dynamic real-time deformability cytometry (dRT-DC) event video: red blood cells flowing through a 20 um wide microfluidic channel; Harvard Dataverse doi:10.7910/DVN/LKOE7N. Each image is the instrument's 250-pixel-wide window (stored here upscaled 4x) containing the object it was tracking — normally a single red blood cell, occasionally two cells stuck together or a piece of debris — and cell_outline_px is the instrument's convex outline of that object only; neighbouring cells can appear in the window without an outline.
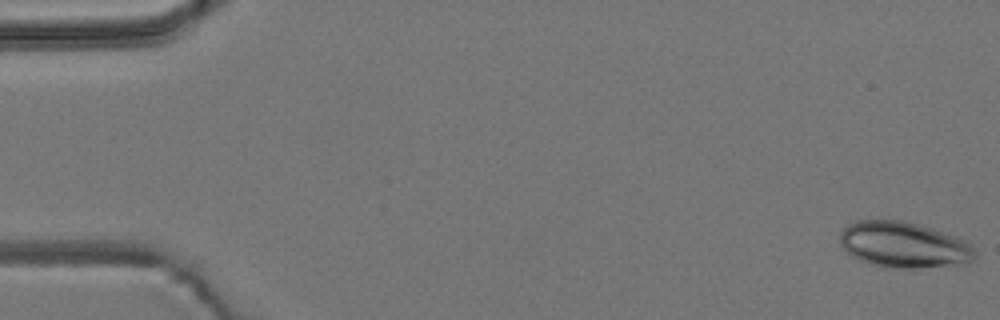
{"species": "common noctule bat (a hibernating species)", "species_latin": "Nyctalus noctula", "temperature_condition": "room temperature", "stored_images_in_passage": 53, "camera_frame_rate_fps": 3000, "um_per_image_px": 0.085, "animal": {"sex": "male", "body_mass_g": 19.2, "forearm_length_mm": 51.8}, "frame": {"image": 1, "passage_image": 1, "time_ms": 0.0, "image_size_px": [1000, 320], "cell_outline_px": [[976, 260], [968, 264], [956, 268], [884, 268], [860, 260], [852, 256], [840, 244], [840, 232], [852, 220], [900, 220], [932, 228], [968, 240], [976, 248]], "centroid_in_image_um": [76.94, 20.85], "position_along_channel_um": 8.1, "area_um2": 37.34}}
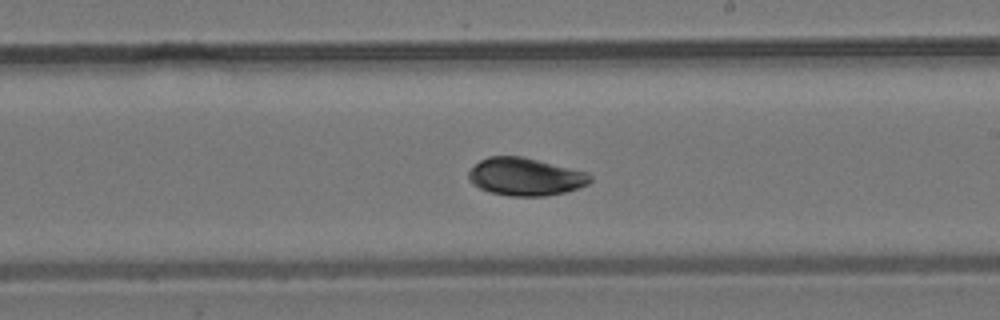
{"frame": {"image": 2, "passage_image": 31, "time_ms": 10.0, "image_size_px": [1000, 320], "cell_outline_px": [[592, 180], [588, 184], [580, 188], [564, 192], [544, 196], [508, 196], [488, 192], [472, 184], [468, 180], [468, 172], [480, 160], [488, 156], [520, 156], [588, 172], [592, 176]], "centroid_in_image_um": [44.65, 15.03], "position_along_channel_um": 244.4, "area_um2": 26.82}}
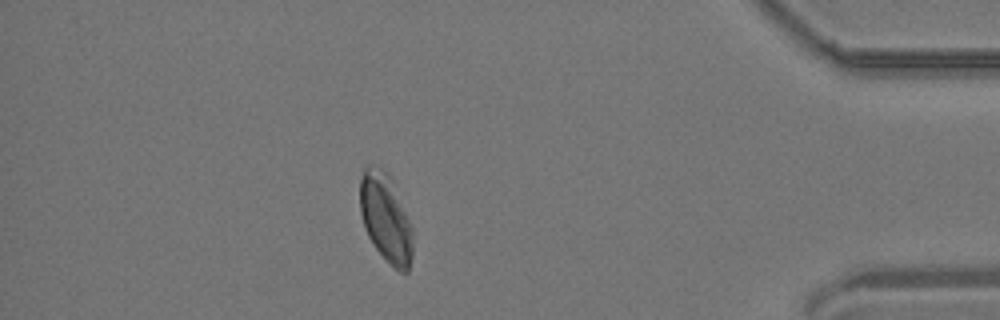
{"frame": {"image": 3, "passage_image": 47, "time_ms": 15.333, "image_size_px": [1000, 320], "cell_outline_px": [[412, 256], [408, 272], [400, 272], [392, 268], [384, 260], [368, 236], [364, 228], [360, 212], [360, 180], [364, 168], [368, 164], [372, 164], [388, 172], [392, 180], [412, 228]], "centroid_in_image_um": [32.77, 18.55], "position_along_channel_um": 402.4, "area_um2": 27.4}, "authors_computed_cell_mechanics": {"area_um2": 27.455, "velocity_mm_per_s": 3.8097, "shape_relaxation_time_tau1_ms": 3.8275, "shape_relaxation_time_tau2_ms": null, "deformation_change_tau1": 0.1249, "deformation_change_tau2": null}}